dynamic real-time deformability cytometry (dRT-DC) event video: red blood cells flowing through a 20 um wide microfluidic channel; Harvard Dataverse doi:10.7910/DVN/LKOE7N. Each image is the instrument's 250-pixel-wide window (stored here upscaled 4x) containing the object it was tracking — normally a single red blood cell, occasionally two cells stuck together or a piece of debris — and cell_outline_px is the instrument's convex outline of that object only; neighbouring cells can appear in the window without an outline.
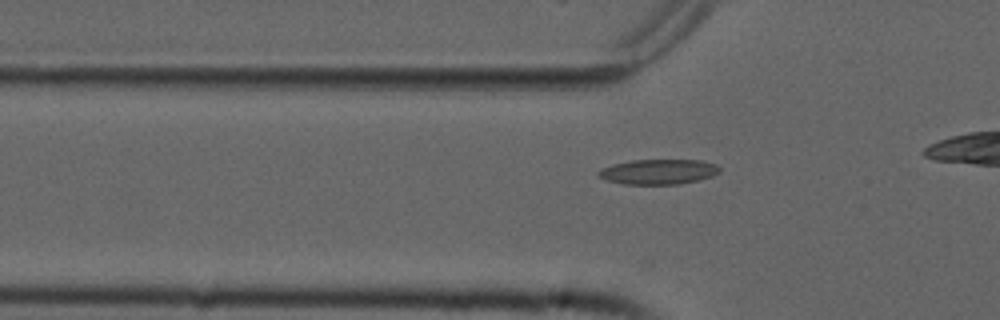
{"species": "common noctule bat (a hibernating species)", "species_latin": "Nyctalus noctula", "temperature_condition": "cold", "stored_images_in_passage": 24, "camera_frame_rate_fps": 3000, "um_per_image_px": 0.085, "animal": {"sex": "male", "forearm_length_mm": 52.5}, "frame": {"image": 1, "passage_image": 10, "time_ms": 3.0, "image_size_px": [1000, 320], "cell_outline_px": [[720, 172], [712, 176], [700, 180], [680, 184], [624, 184], [608, 180], [596, 176], [596, 172], [612, 164], [632, 160], [700, 160], [716, 164], [720, 168]], "centroid_in_image_um": [55.98, 14.6], "position_along_channel_um": 69.8, "area_um2": 17.74}}
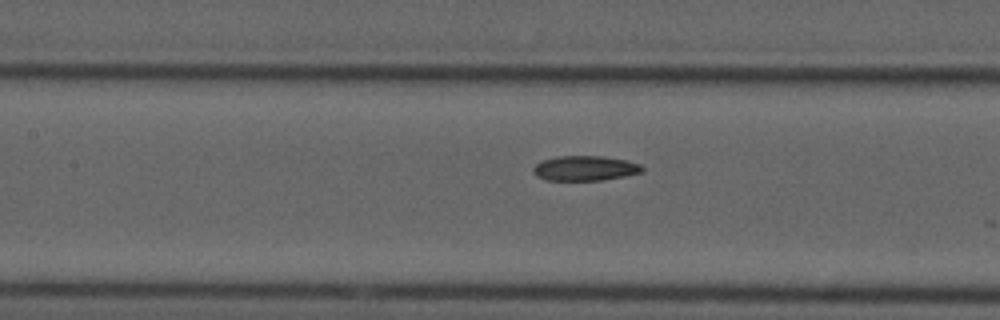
{"frame": {"image": 2, "passage_image": 17, "time_ms": 5.333, "image_size_px": [1000, 320], "cell_outline_px": [[644, 172], [624, 176], [600, 180], [544, 180], [536, 176], [532, 172], [532, 168], [536, 164], [544, 160], [556, 156], [604, 156], [624, 160], [640, 164], [644, 168]], "centroid_in_image_um": [49.7, 14.3], "position_along_channel_um": 157.7, "area_um2": 15.84}}
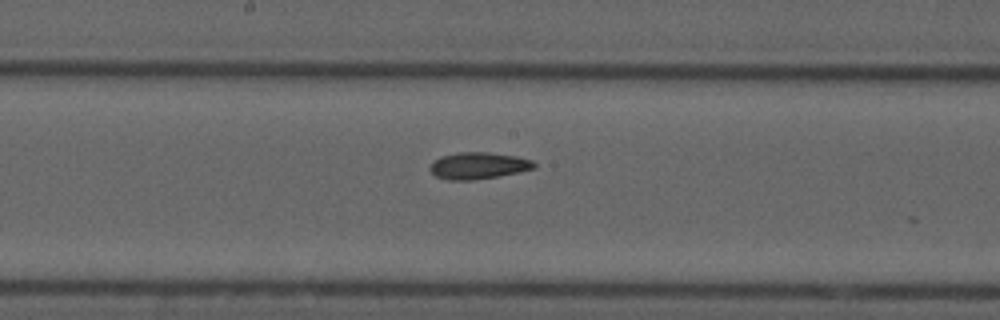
{"frame": {"image": 3, "passage_image": 21, "time_ms": 6.667, "image_size_px": [1000, 320], "cell_outline_px": [[536, 168], [520, 172], [500, 176], [472, 180], [448, 180], [436, 176], [428, 168], [432, 160], [440, 156], [456, 152], [488, 152], [516, 156], [532, 160], [536, 164]], "centroid_in_image_um": [40.64, 14.07], "position_along_channel_um": 207.6, "area_um2": 16.47}}